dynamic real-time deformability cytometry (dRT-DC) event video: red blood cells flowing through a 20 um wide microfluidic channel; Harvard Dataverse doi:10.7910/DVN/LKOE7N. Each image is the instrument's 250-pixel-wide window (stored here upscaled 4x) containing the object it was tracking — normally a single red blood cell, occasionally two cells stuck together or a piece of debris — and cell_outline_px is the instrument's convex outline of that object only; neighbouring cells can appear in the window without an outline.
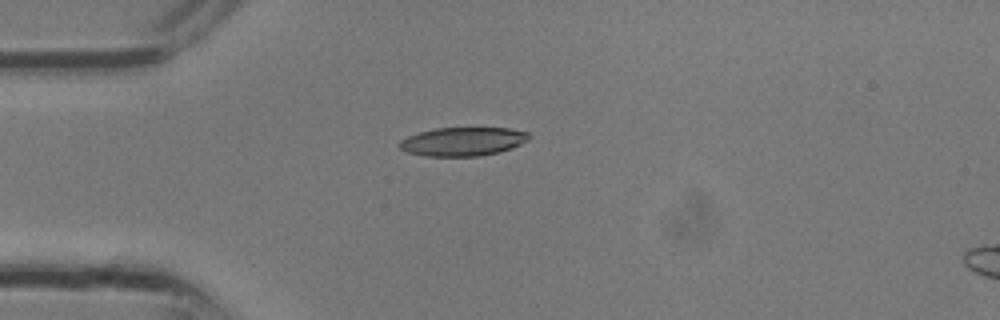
{"species": "common noctule bat (a hibernating species)", "species_latin": "Nyctalus noctula", "temperature_condition": "room temperature", "stored_images_in_passage": 3, "camera_frame_rate_fps": 3000, "um_per_image_px": 0.085, "animal": {"sex": "male", "body_mass_g": 13.3}, "frame": {"image": 1, "passage_image": 2, "time_ms": 0.333, "image_size_px": [1000, 320], "cell_outline_px": [[532, 136], [528, 140], [512, 148], [500, 152], [480, 156], [424, 156], [408, 152], [400, 148], [396, 144], [400, 140], [408, 136], [420, 132], [436, 128], [508, 128], [528, 132]], "centroid_in_image_um": [39.35, 12.03], "position_along_channel_um": 45.7, "area_um2": 21.73}}